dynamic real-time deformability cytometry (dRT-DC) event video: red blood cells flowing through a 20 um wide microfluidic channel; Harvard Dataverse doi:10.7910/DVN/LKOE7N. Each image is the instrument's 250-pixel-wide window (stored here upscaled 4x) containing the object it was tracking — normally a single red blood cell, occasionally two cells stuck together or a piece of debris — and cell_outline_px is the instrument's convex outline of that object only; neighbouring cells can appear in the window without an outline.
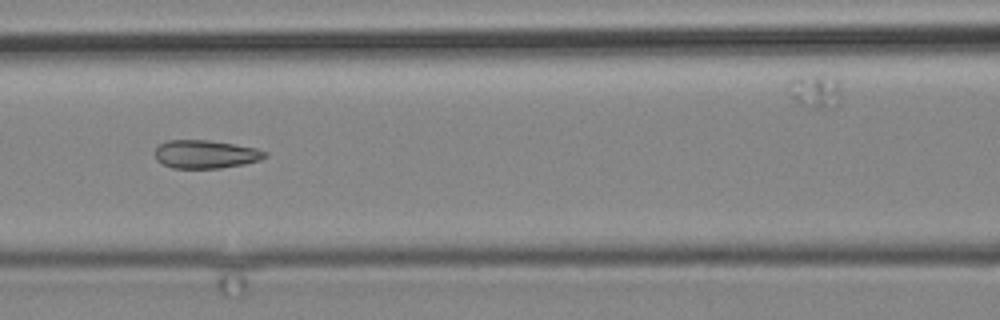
{"species": "common noctule bat (a hibernating species)", "species_latin": "Nyctalus noctula", "temperature_condition": "cold", "stored_images_in_passage": 8, "camera_frame_rate_fps": 3000, "um_per_image_px": 0.085, "animal": {"sex": "male", "body_mass_g": 19.2, "forearm_length_mm": 51.8}, "frame": {"image": 1, "passage_image": 4, "time_ms": 3.333, "image_size_px": [1000, 320], "cell_outline_px": [[268, 156], [260, 160], [244, 164], [220, 168], [172, 168], [156, 160], [156, 148], [160, 144], [168, 140], [208, 140], [256, 148], [268, 152]], "centroid_in_image_um": [17.5, 13.11], "position_along_channel_um": 149.1, "area_um2": 18.03}}
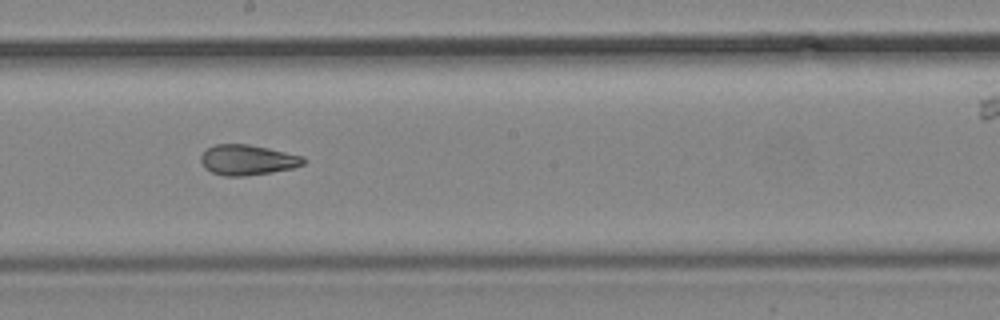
{"frame": {"image": 2, "passage_image": 6, "time_ms": 5.667, "image_size_px": [1000, 320], "cell_outline_px": [[304, 164], [292, 168], [272, 172], [244, 176], [224, 176], [212, 172], [204, 168], [200, 160], [200, 156], [208, 148], [216, 144], [248, 144], [268, 148], [304, 156]], "centroid_in_image_um": [21.02, 13.59], "position_along_channel_um": 227.2, "area_um2": 18.09}}
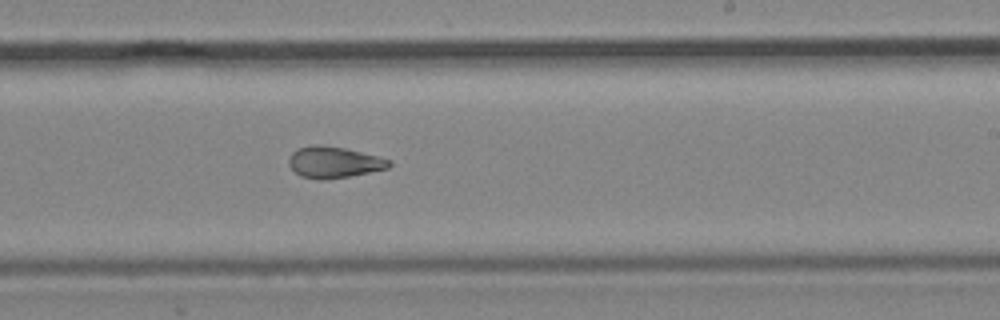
{"frame": {"image": 3, "passage_image": 7, "time_ms": 6.667, "image_size_px": [1000, 320], "cell_outline_px": [[392, 164], [388, 168], [348, 176], [324, 180], [320, 180], [300, 176], [288, 164], [288, 156], [296, 148], [316, 144], [320, 144], [344, 148], [392, 160]], "centroid_in_image_um": [28.34, 13.78], "position_along_channel_um": 260.7, "area_um2": 18.26}}